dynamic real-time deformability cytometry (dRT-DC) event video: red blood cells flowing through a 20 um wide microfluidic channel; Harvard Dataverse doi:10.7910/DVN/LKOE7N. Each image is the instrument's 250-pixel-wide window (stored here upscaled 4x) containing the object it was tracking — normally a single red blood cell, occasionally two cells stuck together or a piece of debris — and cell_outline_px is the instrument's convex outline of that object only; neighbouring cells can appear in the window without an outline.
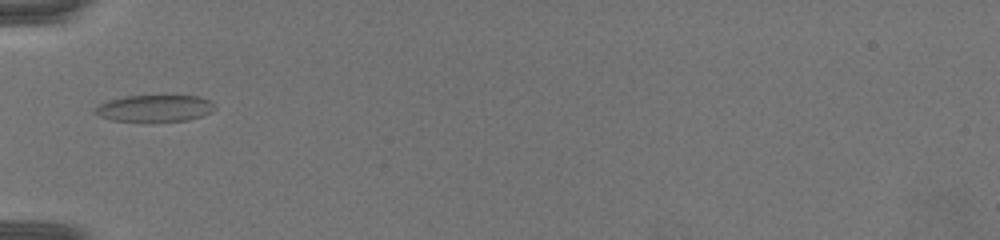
{"species": "common noctule bat (a hibernating species)", "species_latin": "Nyctalus noctula", "temperature_condition": "warm", "stored_images_in_passage": 43, "camera_frame_rate_fps": 3000, "um_per_image_px": 0.085, "animal": {"sex": "female", "body_mass_g": 19.5, "forearm_length_mm": 54.1}, "frame": {"image": 1, "passage_image": 1, "time_ms": 0.0, "image_size_px": [1000, 240], "cell_outline_px": [[216, 108], [212, 112], [188, 120], [148, 124], [112, 120], [100, 116], [92, 112], [92, 108], [108, 100], [124, 96], [200, 96], [208, 100]], "centroid_in_image_um": [13.09, 9.25], "position_along_channel_um": 71.9, "area_um2": 19.36}}
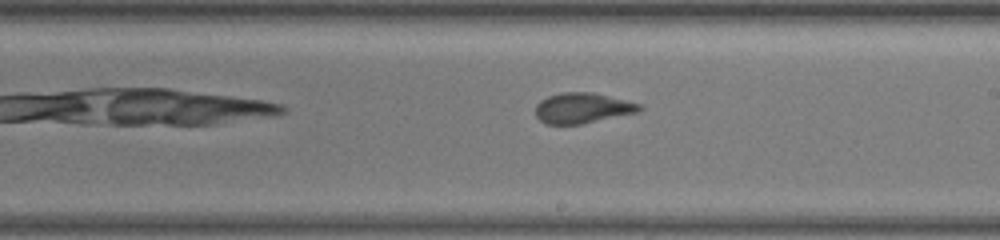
{"frame": {"image": 2, "passage_image": 17, "time_ms": 5.333, "image_size_px": [1000, 240], "cell_outline_px": [[644, 108], [636, 112], [580, 124], [544, 124], [536, 116], [536, 104], [540, 100], [548, 96], [560, 92], [592, 92], [640, 104]], "centroid_in_image_um": [49.45, 9.18], "position_along_channel_um": 239.5, "area_um2": 18.21}}
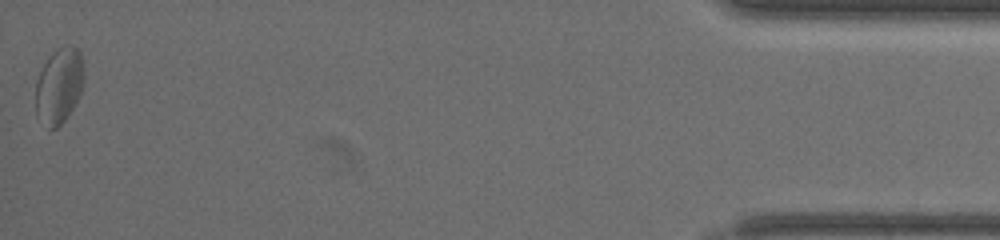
{"frame": {"image": 3, "passage_image": 43, "time_ms": 14.0, "image_size_px": [1000, 240], "cell_outline_px": [[84, 84], [72, 108], [64, 120], [56, 128], [48, 128], [36, 116], [36, 80], [48, 56], [56, 48], [72, 44], [80, 52], [84, 72]], "centroid_in_image_um": [5.01, 7.25], "position_along_channel_um": 430.2, "area_um2": 21.27}, "authors_computed_cell_mechanics": {"area_um2": 18.6116, "velocity_mm_per_s": 3.1628, "shape_relaxation_time_tau1_ms": 7.397, "shape_relaxation_time_tau2_ms": 1.7864, "deformation_change_tau1": 0.1559, "deformation_change_tau2": 0.0979}}